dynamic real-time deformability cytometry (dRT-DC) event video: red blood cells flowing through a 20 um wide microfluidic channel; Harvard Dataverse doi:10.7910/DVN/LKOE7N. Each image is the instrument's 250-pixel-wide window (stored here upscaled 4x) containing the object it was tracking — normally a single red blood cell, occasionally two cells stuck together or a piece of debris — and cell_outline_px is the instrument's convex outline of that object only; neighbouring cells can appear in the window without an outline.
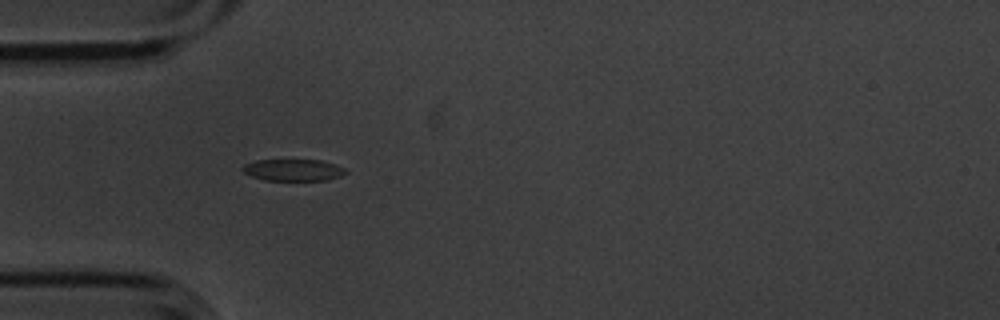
{"species": "common noctule bat (a hibernating species)", "species_latin": "Nyctalus noctula", "temperature_condition": "cold", "stored_images_in_passage": 5, "camera_frame_rate_fps": 3000, "um_per_image_px": 0.085, "animal": {"sex": "male", "body_mass_g": 20.1, "forearm_length_mm": 53.5}, "frame": {"image": 1, "passage_image": 4, "time_ms": 1.0, "image_size_px": [1000, 320], "cell_outline_px": [[348, 172], [340, 176], [324, 180], [264, 180], [252, 176], [244, 172], [240, 168], [244, 164], [256, 160], [320, 160], [336, 164], [344, 168]], "centroid_in_image_um": [24.91, 14.44], "position_along_channel_um": 60.1, "area_um2": 13.01}}
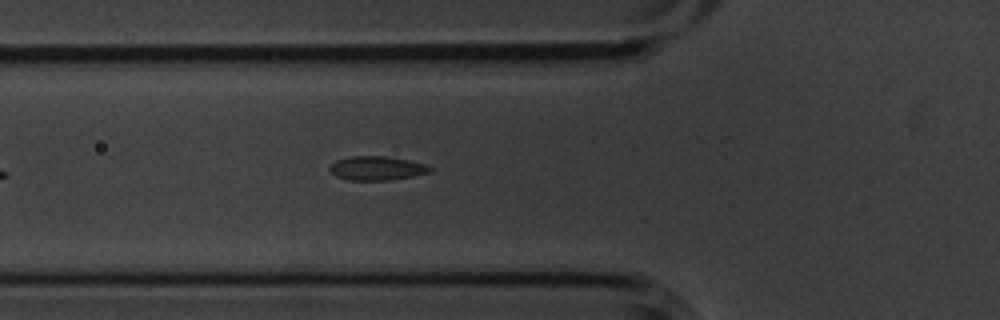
{"frame": {"image": 2, "passage_image": 5, "time_ms": 1.333, "image_size_px": [1000, 320], "cell_outline_px": [[432, 168], [428, 172], [412, 176], [388, 180], [348, 180], [336, 176], [328, 168], [336, 160], [348, 156], [388, 156], [408, 160], [424, 164]], "centroid_in_image_um": [31.98, 14.29], "position_along_channel_um": 93.8, "area_um2": 13.87}}